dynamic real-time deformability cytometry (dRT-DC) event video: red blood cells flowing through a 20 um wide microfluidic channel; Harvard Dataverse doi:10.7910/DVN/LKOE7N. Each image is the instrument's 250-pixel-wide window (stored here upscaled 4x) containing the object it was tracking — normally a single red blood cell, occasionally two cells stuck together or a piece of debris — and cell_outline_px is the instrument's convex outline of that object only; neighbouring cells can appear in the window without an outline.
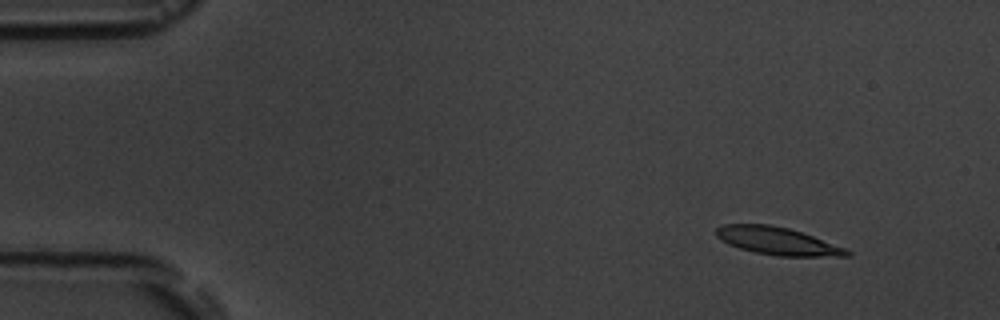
{"species": "common noctule bat (a hibernating species)", "species_latin": "Nyctalus noctula", "temperature_condition": "room temperature", "stored_images_in_passage": 4, "camera_frame_rate_fps": 3000, "um_per_image_px": 0.085, "animal": {"sex": "male", "body_mass_g": 19.5, "forearm_length_mm": 54.6}, "frame": {"image": 1, "passage_image": 1, "time_ms": 0.0, "image_size_px": [1000, 320], "cell_outline_px": [[852, 256], [776, 256], [756, 252], [740, 248], [728, 244], [720, 240], [716, 236], [716, 228], [724, 224], [768, 224], [788, 228], [812, 236], [844, 248], [852, 252]], "centroid_in_image_um": [66.05, 20.49], "position_along_channel_um": 19.0, "area_um2": 20.81}}
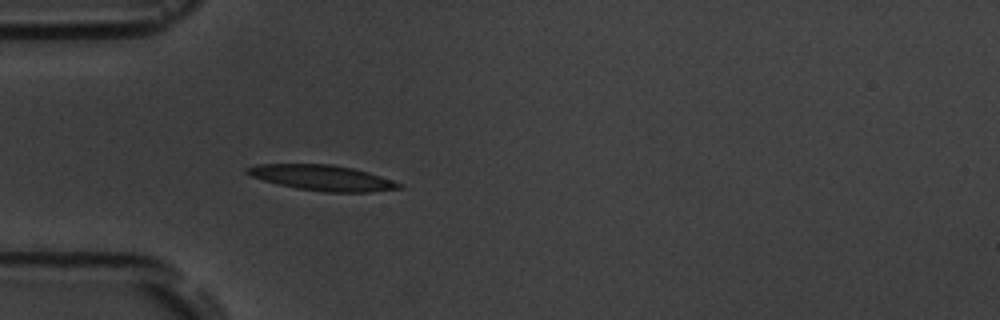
{"frame": {"image": 2, "passage_image": 4, "time_ms": 3.667, "image_size_px": [1000, 320], "cell_outline_px": [[404, 188], [372, 192], [324, 192], [296, 188], [264, 180], [252, 176], [244, 172], [244, 168], [256, 164], [332, 164], [352, 168], [368, 172], [404, 184]], "centroid_in_image_um": [27.42, 15.11], "position_along_channel_um": 57.6, "area_um2": 22.6}}